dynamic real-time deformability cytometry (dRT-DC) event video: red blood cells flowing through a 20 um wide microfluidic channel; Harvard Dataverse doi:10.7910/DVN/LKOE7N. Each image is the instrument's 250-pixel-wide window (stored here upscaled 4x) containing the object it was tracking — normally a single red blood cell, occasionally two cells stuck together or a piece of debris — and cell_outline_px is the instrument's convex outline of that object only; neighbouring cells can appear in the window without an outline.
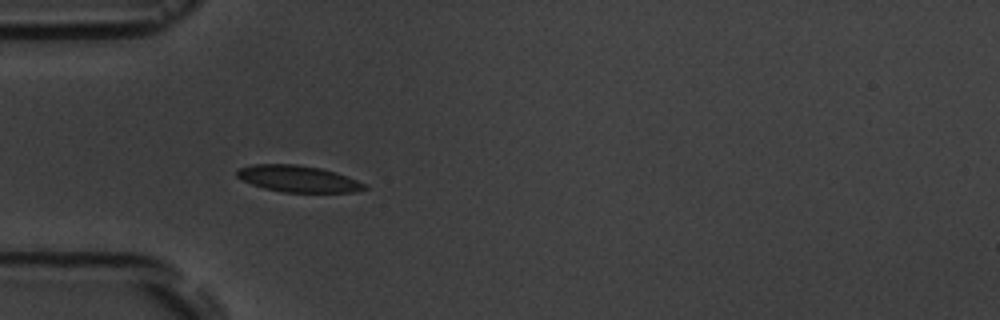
{"species": "common noctule bat (a hibernating species)", "species_latin": "Nyctalus noctula", "temperature_condition": "room temperature", "stored_images_in_passage": 6, "camera_frame_rate_fps": 3000, "um_per_image_px": 0.085, "animal": {"sex": "male", "body_mass_g": 19.5, "forearm_length_mm": 54.6}, "frame": {"image": 1, "passage_image": 4, "time_ms": 4.333, "image_size_px": [1000, 320], "cell_outline_px": [[368, 188], [356, 192], [284, 192], [264, 188], [252, 184], [236, 176], [236, 172], [240, 168], [252, 164], [296, 164], [320, 168], [336, 172], [356, 180], [364, 184]], "centroid_in_image_um": [25.33, 15.19], "position_along_channel_um": 59.7, "area_um2": 19.54}}
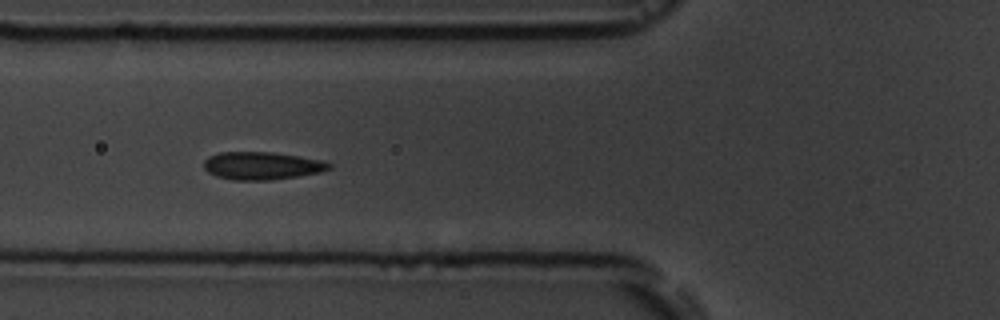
{"frame": {"image": 2, "passage_image": 5, "time_ms": 5.667, "image_size_px": [1000, 320], "cell_outline_px": [[332, 168], [320, 172], [296, 176], [268, 180], [232, 180], [216, 176], [208, 172], [204, 168], [204, 160], [208, 156], [220, 152], [272, 152], [300, 156], [324, 160], [332, 164]], "centroid_in_image_um": [22.26, 14.08], "position_along_channel_um": 103.5, "area_um2": 20.35}}
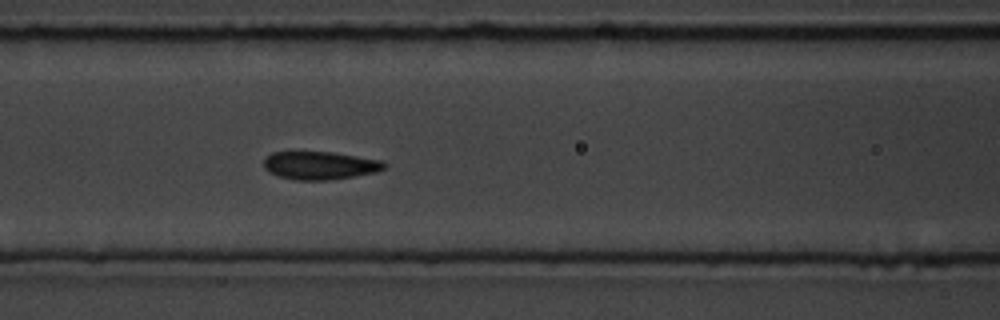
{"frame": {"image": 3, "passage_image": 6, "time_ms": 6.667, "image_size_px": [1000, 320], "cell_outline_px": [[388, 164], [384, 168], [376, 172], [328, 180], [296, 180], [280, 176], [268, 172], [264, 168], [264, 160], [272, 152], [332, 152], [384, 160]], "centroid_in_image_um": [27.22, 14.06], "position_along_channel_um": 139.4, "area_um2": 19.65}}